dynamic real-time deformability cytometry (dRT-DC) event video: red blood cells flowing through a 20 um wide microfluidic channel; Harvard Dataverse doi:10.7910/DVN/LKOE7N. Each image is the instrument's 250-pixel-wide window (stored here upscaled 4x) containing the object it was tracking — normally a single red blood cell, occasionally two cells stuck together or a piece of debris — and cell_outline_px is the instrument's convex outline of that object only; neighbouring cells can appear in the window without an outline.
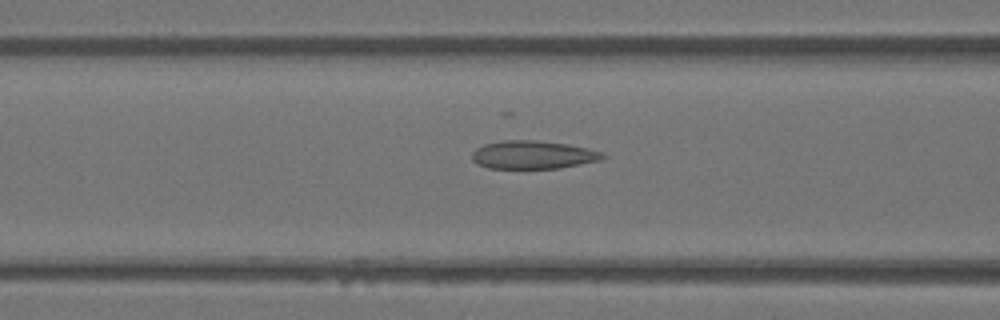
{"species": "Egyptian fruit bat (a non-hibernating species)", "species_latin": "Rousettus aegyptiacus", "temperature_condition": "warm", "stored_images_in_passage": 17, "camera_frame_rate_fps": 3000, "um_per_image_px": 0.085, "animal": {"sex": "female"}, "frame": {"image": 1, "passage_image": 13, "time_ms": 4.0, "image_size_px": [1000, 320], "cell_outline_px": [[608, 156], [604, 160], [560, 168], [488, 168], [476, 164], [472, 160], [472, 152], [476, 148], [484, 144], [504, 140], [532, 140], [568, 144], [588, 148], [604, 152]], "centroid_in_image_um": [45.35, 13.16], "position_along_channel_um": 121.2, "area_um2": 21.73}}
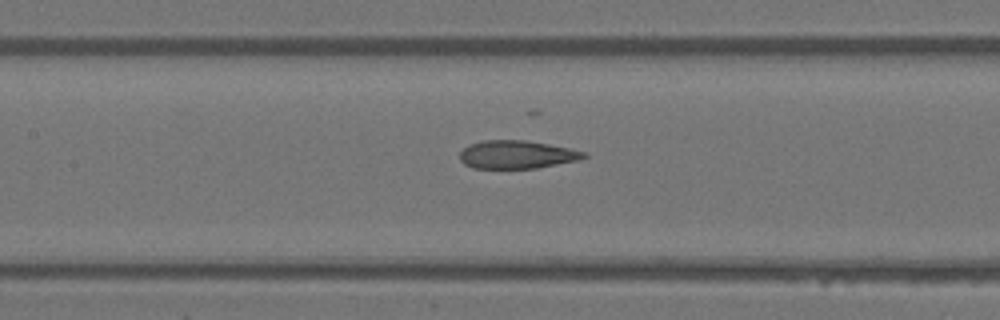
{"frame": {"image": 2, "passage_image": 16, "time_ms": 5.0, "image_size_px": [1000, 320], "cell_outline_px": [[588, 156], [580, 160], [536, 168], [472, 168], [464, 164], [460, 160], [460, 152], [464, 148], [472, 144], [484, 140], [524, 140], [548, 144], [588, 152]], "centroid_in_image_um": [43.96, 13.14], "position_along_channel_um": 163.4, "area_um2": 20.29}}